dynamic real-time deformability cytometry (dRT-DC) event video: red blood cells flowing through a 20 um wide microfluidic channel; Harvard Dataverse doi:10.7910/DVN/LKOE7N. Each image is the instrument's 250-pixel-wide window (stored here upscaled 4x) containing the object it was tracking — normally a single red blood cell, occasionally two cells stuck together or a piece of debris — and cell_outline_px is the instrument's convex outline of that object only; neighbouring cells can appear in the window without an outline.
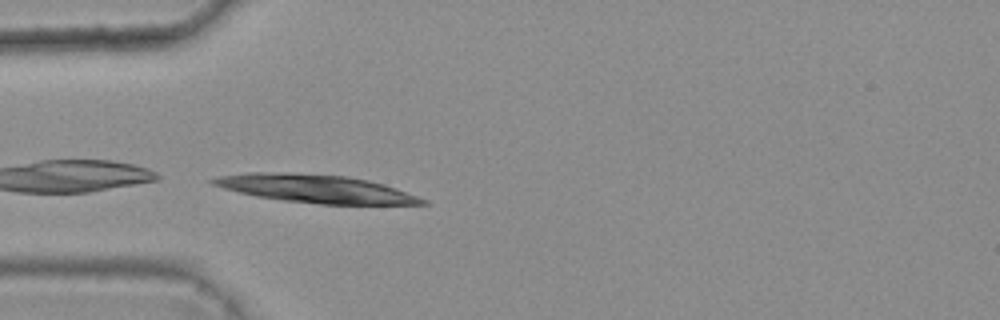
{"species": "common noctule bat (a hibernating species)", "species_latin": "Nyctalus noctula", "temperature_condition": "warm", "stored_images_in_passage": 3, "camera_frame_rate_fps": 3000, "um_per_image_px": 0.085, "animal": {"sex": "female", "body_mass_g": 25.1}, "frame": {"image": 1, "passage_image": 3, "time_ms": 0.667, "image_size_px": [1000, 320], "cell_outline_px": [[432, 204], [320, 204], [284, 200], [256, 196], [224, 188], [212, 184], [208, 180], [216, 176], [248, 172], [288, 172], [348, 176], [368, 180], [384, 184], [396, 188], [428, 200]], "centroid_in_image_um": [26.83, 16.03], "position_along_channel_um": 58.2, "area_um2": 34.22}}